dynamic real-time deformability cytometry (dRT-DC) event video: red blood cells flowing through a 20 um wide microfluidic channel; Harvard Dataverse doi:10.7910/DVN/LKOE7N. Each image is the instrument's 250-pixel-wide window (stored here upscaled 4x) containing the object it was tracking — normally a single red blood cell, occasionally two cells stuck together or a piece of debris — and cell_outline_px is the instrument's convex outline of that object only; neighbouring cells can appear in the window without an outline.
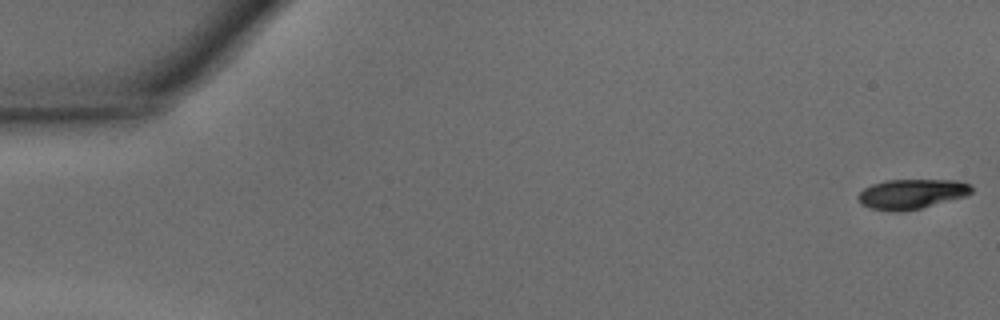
{"species": "common noctule bat (a hibernating species)", "species_latin": "Nyctalus noctula", "temperature_condition": "warm", "stored_images_in_passage": 46, "camera_frame_rate_fps": 3000, "um_per_image_px": 0.085, "animal": {"sex": "male", "body_mass_g": 15.6}, "frame": {"image": 1, "passage_image": 1, "time_ms": 0.0, "image_size_px": [1000, 320], "cell_outline_px": [[972, 192], [964, 196], [920, 208], [896, 212], [872, 208], [860, 204], [856, 196], [864, 188], [872, 184], [884, 180], [956, 180], [968, 184], [972, 188]], "centroid_in_image_um": [77.43, 16.48], "position_along_channel_um": 7.6, "area_um2": 19.48}}
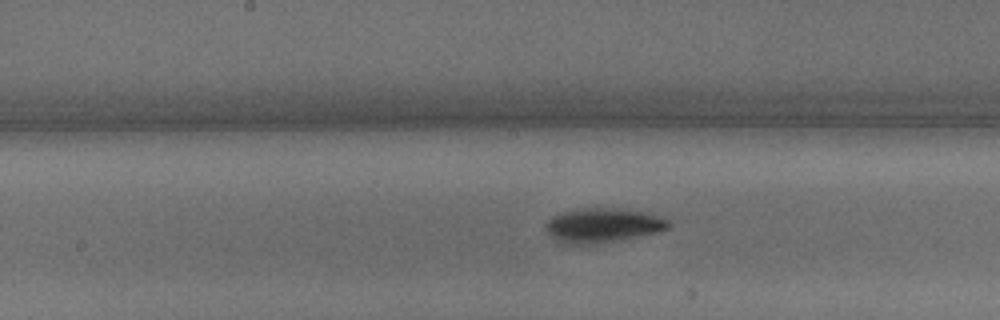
{"frame": {"image": 2, "passage_image": 24, "time_ms": 7.667, "image_size_px": [1000, 320], "cell_outline_px": [[672, 224], [668, 228], [660, 232], [612, 240], [580, 244], [564, 244], [556, 240], [544, 228], [544, 224], [552, 216], [560, 212], [580, 208], [608, 208], [644, 212], [664, 216]], "centroid_in_image_um": [51.23, 19.13], "position_along_channel_um": 197.0, "area_um2": 24.33}}
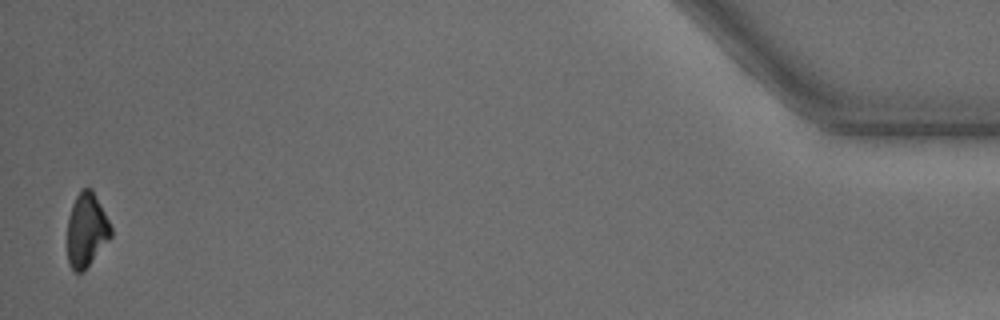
{"frame": {"image": 3, "passage_image": 46, "time_ms": 15.0, "image_size_px": [1000, 320], "cell_outline_px": [[112, 236], [84, 272], [72, 272], [68, 260], [68, 216], [72, 204], [80, 188], [92, 188], [112, 228]], "centroid_in_image_um": [7.35, 19.57], "position_along_channel_um": 427.9, "area_um2": 18.9}, "authors_computed_cell_mechanics": {"area_um2": 21.5883, "velocity_mm_per_s": 4.3747, "shape_relaxation_time_tau1_ms": 1.4298, "shape_relaxation_time_tau2_ms": null, "deformation_change_tau1": 0.1283, "deformation_change_tau2": null}}